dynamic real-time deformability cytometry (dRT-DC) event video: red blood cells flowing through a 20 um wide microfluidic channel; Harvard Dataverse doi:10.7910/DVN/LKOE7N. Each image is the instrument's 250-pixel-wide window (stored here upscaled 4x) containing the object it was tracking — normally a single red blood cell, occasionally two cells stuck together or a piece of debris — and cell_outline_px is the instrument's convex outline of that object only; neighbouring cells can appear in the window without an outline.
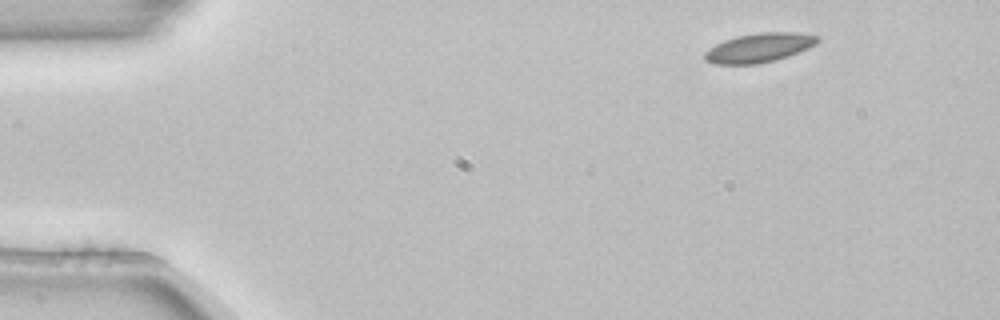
{"species": "common noctule bat (a hibernating species)", "species_latin": "Nyctalus noctula", "temperature_condition": "room temperature", "stored_images_in_passage": 3, "camera_frame_rate_fps": 3000, "um_per_image_px": 0.085, "animal": {"sex": "female", "body_mass_g": 22.7, "forearm_length_mm": 54.2}, "frame": {"image": 1, "passage_image": 1, "time_ms": 0.0, "image_size_px": [1000, 320], "cell_outline_px": [[820, 40], [816, 44], [808, 48], [788, 56], [776, 60], [756, 64], [712, 64], [704, 60], [704, 52], [708, 48], [724, 40], [736, 36], [760, 32], [800, 32], [816, 36]], "centroid_in_image_um": [64.5, 4.06], "position_along_channel_um": 20.5, "area_um2": 19.31}}
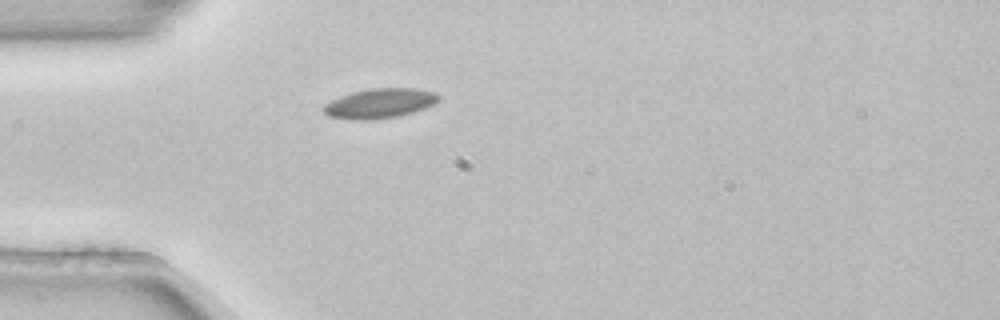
{"frame": {"image": 2, "passage_image": 3, "time_ms": 0.667, "image_size_px": [1000, 320], "cell_outline_px": [[440, 100], [424, 108], [400, 116], [368, 120], [356, 120], [328, 116], [320, 108], [324, 104], [340, 96], [352, 92], [368, 88], [412, 88], [436, 92], [440, 96]], "centroid_in_image_um": [32.25, 8.78], "position_along_channel_um": 52.7, "area_um2": 20.0}}